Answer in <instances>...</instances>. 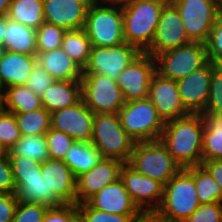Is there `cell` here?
I'll use <instances>...</instances> for the list:
<instances>
[{
  "label": "cell",
  "instance_id": "cell-56",
  "mask_svg": "<svg viewBox=\"0 0 222 222\" xmlns=\"http://www.w3.org/2000/svg\"><path fill=\"white\" fill-rule=\"evenodd\" d=\"M216 2H217V6L219 8H222V0H216Z\"/></svg>",
  "mask_w": 222,
  "mask_h": 222
},
{
  "label": "cell",
  "instance_id": "cell-8",
  "mask_svg": "<svg viewBox=\"0 0 222 222\" xmlns=\"http://www.w3.org/2000/svg\"><path fill=\"white\" fill-rule=\"evenodd\" d=\"M118 115L122 127L135 142L160 139L165 123L148 98L125 102Z\"/></svg>",
  "mask_w": 222,
  "mask_h": 222
},
{
  "label": "cell",
  "instance_id": "cell-36",
  "mask_svg": "<svg viewBox=\"0 0 222 222\" xmlns=\"http://www.w3.org/2000/svg\"><path fill=\"white\" fill-rule=\"evenodd\" d=\"M78 215L84 222H136L141 215H119L92 208L87 202L77 204Z\"/></svg>",
  "mask_w": 222,
  "mask_h": 222
},
{
  "label": "cell",
  "instance_id": "cell-29",
  "mask_svg": "<svg viewBox=\"0 0 222 222\" xmlns=\"http://www.w3.org/2000/svg\"><path fill=\"white\" fill-rule=\"evenodd\" d=\"M205 121L202 161L222 160V114H202Z\"/></svg>",
  "mask_w": 222,
  "mask_h": 222
},
{
  "label": "cell",
  "instance_id": "cell-12",
  "mask_svg": "<svg viewBox=\"0 0 222 222\" xmlns=\"http://www.w3.org/2000/svg\"><path fill=\"white\" fill-rule=\"evenodd\" d=\"M142 52L127 42L111 47L92 46L83 74H102L117 81L121 72Z\"/></svg>",
  "mask_w": 222,
  "mask_h": 222
},
{
  "label": "cell",
  "instance_id": "cell-45",
  "mask_svg": "<svg viewBox=\"0 0 222 222\" xmlns=\"http://www.w3.org/2000/svg\"><path fill=\"white\" fill-rule=\"evenodd\" d=\"M15 190L12 167L7 156L0 159V193H15Z\"/></svg>",
  "mask_w": 222,
  "mask_h": 222
},
{
  "label": "cell",
  "instance_id": "cell-49",
  "mask_svg": "<svg viewBox=\"0 0 222 222\" xmlns=\"http://www.w3.org/2000/svg\"><path fill=\"white\" fill-rule=\"evenodd\" d=\"M7 27V16L0 17V45L4 43L5 29Z\"/></svg>",
  "mask_w": 222,
  "mask_h": 222
},
{
  "label": "cell",
  "instance_id": "cell-9",
  "mask_svg": "<svg viewBox=\"0 0 222 222\" xmlns=\"http://www.w3.org/2000/svg\"><path fill=\"white\" fill-rule=\"evenodd\" d=\"M81 97L94 114H118L125 100L117 81L102 74H83Z\"/></svg>",
  "mask_w": 222,
  "mask_h": 222
},
{
  "label": "cell",
  "instance_id": "cell-46",
  "mask_svg": "<svg viewBox=\"0 0 222 222\" xmlns=\"http://www.w3.org/2000/svg\"><path fill=\"white\" fill-rule=\"evenodd\" d=\"M18 201L15 193H0V222H12Z\"/></svg>",
  "mask_w": 222,
  "mask_h": 222
},
{
  "label": "cell",
  "instance_id": "cell-18",
  "mask_svg": "<svg viewBox=\"0 0 222 222\" xmlns=\"http://www.w3.org/2000/svg\"><path fill=\"white\" fill-rule=\"evenodd\" d=\"M213 63L208 61L203 67L177 80L179 96L184 108L190 114H202L206 107Z\"/></svg>",
  "mask_w": 222,
  "mask_h": 222
},
{
  "label": "cell",
  "instance_id": "cell-51",
  "mask_svg": "<svg viewBox=\"0 0 222 222\" xmlns=\"http://www.w3.org/2000/svg\"><path fill=\"white\" fill-rule=\"evenodd\" d=\"M76 2L84 4L87 8H90L93 5L100 4L106 2L108 0H74Z\"/></svg>",
  "mask_w": 222,
  "mask_h": 222
},
{
  "label": "cell",
  "instance_id": "cell-55",
  "mask_svg": "<svg viewBox=\"0 0 222 222\" xmlns=\"http://www.w3.org/2000/svg\"><path fill=\"white\" fill-rule=\"evenodd\" d=\"M3 94H4V88H3V86L0 83V103H1L2 98H3Z\"/></svg>",
  "mask_w": 222,
  "mask_h": 222
},
{
  "label": "cell",
  "instance_id": "cell-48",
  "mask_svg": "<svg viewBox=\"0 0 222 222\" xmlns=\"http://www.w3.org/2000/svg\"><path fill=\"white\" fill-rule=\"evenodd\" d=\"M136 222H170L159 217L155 212L152 213H142Z\"/></svg>",
  "mask_w": 222,
  "mask_h": 222
},
{
  "label": "cell",
  "instance_id": "cell-31",
  "mask_svg": "<svg viewBox=\"0 0 222 222\" xmlns=\"http://www.w3.org/2000/svg\"><path fill=\"white\" fill-rule=\"evenodd\" d=\"M62 49L76 64L84 69L89 59L92 44L83 29L68 30L63 37Z\"/></svg>",
  "mask_w": 222,
  "mask_h": 222
},
{
  "label": "cell",
  "instance_id": "cell-5",
  "mask_svg": "<svg viewBox=\"0 0 222 222\" xmlns=\"http://www.w3.org/2000/svg\"><path fill=\"white\" fill-rule=\"evenodd\" d=\"M90 142L102 157L119 159L127 163L135 141L126 133L118 114H95Z\"/></svg>",
  "mask_w": 222,
  "mask_h": 222
},
{
  "label": "cell",
  "instance_id": "cell-2",
  "mask_svg": "<svg viewBox=\"0 0 222 222\" xmlns=\"http://www.w3.org/2000/svg\"><path fill=\"white\" fill-rule=\"evenodd\" d=\"M169 0H135L122 4L124 40L144 53L153 41L161 12Z\"/></svg>",
  "mask_w": 222,
  "mask_h": 222
},
{
  "label": "cell",
  "instance_id": "cell-13",
  "mask_svg": "<svg viewBox=\"0 0 222 222\" xmlns=\"http://www.w3.org/2000/svg\"><path fill=\"white\" fill-rule=\"evenodd\" d=\"M120 179L142 213H152L160 207L164 192L162 183L136 172L127 163L121 168Z\"/></svg>",
  "mask_w": 222,
  "mask_h": 222
},
{
  "label": "cell",
  "instance_id": "cell-57",
  "mask_svg": "<svg viewBox=\"0 0 222 222\" xmlns=\"http://www.w3.org/2000/svg\"><path fill=\"white\" fill-rule=\"evenodd\" d=\"M73 222H84L80 216H78Z\"/></svg>",
  "mask_w": 222,
  "mask_h": 222
},
{
  "label": "cell",
  "instance_id": "cell-37",
  "mask_svg": "<svg viewBox=\"0 0 222 222\" xmlns=\"http://www.w3.org/2000/svg\"><path fill=\"white\" fill-rule=\"evenodd\" d=\"M44 136L50 159L64 160L67 152L75 142L69 135L53 128H50Z\"/></svg>",
  "mask_w": 222,
  "mask_h": 222
},
{
  "label": "cell",
  "instance_id": "cell-27",
  "mask_svg": "<svg viewBox=\"0 0 222 222\" xmlns=\"http://www.w3.org/2000/svg\"><path fill=\"white\" fill-rule=\"evenodd\" d=\"M0 107L11 113H27L43 108V105L40 96L20 85L4 88Z\"/></svg>",
  "mask_w": 222,
  "mask_h": 222
},
{
  "label": "cell",
  "instance_id": "cell-25",
  "mask_svg": "<svg viewBox=\"0 0 222 222\" xmlns=\"http://www.w3.org/2000/svg\"><path fill=\"white\" fill-rule=\"evenodd\" d=\"M81 97V82L56 80L41 96L43 107L51 114L78 103Z\"/></svg>",
  "mask_w": 222,
  "mask_h": 222
},
{
  "label": "cell",
  "instance_id": "cell-14",
  "mask_svg": "<svg viewBox=\"0 0 222 222\" xmlns=\"http://www.w3.org/2000/svg\"><path fill=\"white\" fill-rule=\"evenodd\" d=\"M192 42L176 7L169 1L163 8L151 46L144 52L152 57Z\"/></svg>",
  "mask_w": 222,
  "mask_h": 222
},
{
  "label": "cell",
  "instance_id": "cell-38",
  "mask_svg": "<svg viewBox=\"0 0 222 222\" xmlns=\"http://www.w3.org/2000/svg\"><path fill=\"white\" fill-rule=\"evenodd\" d=\"M202 114H222V65L213 64L209 98Z\"/></svg>",
  "mask_w": 222,
  "mask_h": 222
},
{
  "label": "cell",
  "instance_id": "cell-7",
  "mask_svg": "<svg viewBox=\"0 0 222 222\" xmlns=\"http://www.w3.org/2000/svg\"><path fill=\"white\" fill-rule=\"evenodd\" d=\"M18 200L38 203L48 208L61 205L48 193V186L42 177L41 164L28 157L8 156Z\"/></svg>",
  "mask_w": 222,
  "mask_h": 222
},
{
  "label": "cell",
  "instance_id": "cell-1",
  "mask_svg": "<svg viewBox=\"0 0 222 222\" xmlns=\"http://www.w3.org/2000/svg\"><path fill=\"white\" fill-rule=\"evenodd\" d=\"M205 121L202 114H188L165 123L160 141L181 168L202 164Z\"/></svg>",
  "mask_w": 222,
  "mask_h": 222
},
{
  "label": "cell",
  "instance_id": "cell-26",
  "mask_svg": "<svg viewBox=\"0 0 222 222\" xmlns=\"http://www.w3.org/2000/svg\"><path fill=\"white\" fill-rule=\"evenodd\" d=\"M2 46L6 51L37 55L36 29L12 21L7 17Z\"/></svg>",
  "mask_w": 222,
  "mask_h": 222
},
{
  "label": "cell",
  "instance_id": "cell-44",
  "mask_svg": "<svg viewBox=\"0 0 222 222\" xmlns=\"http://www.w3.org/2000/svg\"><path fill=\"white\" fill-rule=\"evenodd\" d=\"M77 204L48 208L42 222H73L78 217Z\"/></svg>",
  "mask_w": 222,
  "mask_h": 222
},
{
  "label": "cell",
  "instance_id": "cell-52",
  "mask_svg": "<svg viewBox=\"0 0 222 222\" xmlns=\"http://www.w3.org/2000/svg\"><path fill=\"white\" fill-rule=\"evenodd\" d=\"M8 151L7 149L0 143V159L7 157Z\"/></svg>",
  "mask_w": 222,
  "mask_h": 222
},
{
  "label": "cell",
  "instance_id": "cell-19",
  "mask_svg": "<svg viewBox=\"0 0 222 222\" xmlns=\"http://www.w3.org/2000/svg\"><path fill=\"white\" fill-rule=\"evenodd\" d=\"M94 115L81 99L73 106L51 113V128L69 135L75 141L90 142Z\"/></svg>",
  "mask_w": 222,
  "mask_h": 222
},
{
  "label": "cell",
  "instance_id": "cell-43",
  "mask_svg": "<svg viewBox=\"0 0 222 222\" xmlns=\"http://www.w3.org/2000/svg\"><path fill=\"white\" fill-rule=\"evenodd\" d=\"M183 222H222V203L201 204Z\"/></svg>",
  "mask_w": 222,
  "mask_h": 222
},
{
  "label": "cell",
  "instance_id": "cell-6",
  "mask_svg": "<svg viewBox=\"0 0 222 222\" xmlns=\"http://www.w3.org/2000/svg\"><path fill=\"white\" fill-rule=\"evenodd\" d=\"M127 164L163 185L181 169L160 140L135 142Z\"/></svg>",
  "mask_w": 222,
  "mask_h": 222
},
{
  "label": "cell",
  "instance_id": "cell-53",
  "mask_svg": "<svg viewBox=\"0 0 222 222\" xmlns=\"http://www.w3.org/2000/svg\"><path fill=\"white\" fill-rule=\"evenodd\" d=\"M108 1H111V2H115V3H118V4H126V3H129L131 1H135V0H108Z\"/></svg>",
  "mask_w": 222,
  "mask_h": 222
},
{
  "label": "cell",
  "instance_id": "cell-50",
  "mask_svg": "<svg viewBox=\"0 0 222 222\" xmlns=\"http://www.w3.org/2000/svg\"><path fill=\"white\" fill-rule=\"evenodd\" d=\"M11 0H0V17L7 16Z\"/></svg>",
  "mask_w": 222,
  "mask_h": 222
},
{
  "label": "cell",
  "instance_id": "cell-41",
  "mask_svg": "<svg viewBox=\"0 0 222 222\" xmlns=\"http://www.w3.org/2000/svg\"><path fill=\"white\" fill-rule=\"evenodd\" d=\"M47 210L45 205L19 200L12 222H42Z\"/></svg>",
  "mask_w": 222,
  "mask_h": 222
},
{
  "label": "cell",
  "instance_id": "cell-32",
  "mask_svg": "<svg viewBox=\"0 0 222 222\" xmlns=\"http://www.w3.org/2000/svg\"><path fill=\"white\" fill-rule=\"evenodd\" d=\"M194 178L200 204L221 202V188L202 165L185 168Z\"/></svg>",
  "mask_w": 222,
  "mask_h": 222
},
{
  "label": "cell",
  "instance_id": "cell-40",
  "mask_svg": "<svg viewBox=\"0 0 222 222\" xmlns=\"http://www.w3.org/2000/svg\"><path fill=\"white\" fill-rule=\"evenodd\" d=\"M208 61L222 65V16L219 15L205 43Z\"/></svg>",
  "mask_w": 222,
  "mask_h": 222
},
{
  "label": "cell",
  "instance_id": "cell-39",
  "mask_svg": "<svg viewBox=\"0 0 222 222\" xmlns=\"http://www.w3.org/2000/svg\"><path fill=\"white\" fill-rule=\"evenodd\" d=\"M21 134L15 114L5 111L0 107V143L9 152L20 139Z\"/></svg>",
  "mask_w": 222,
  "mask_h": 222
},
{
  "label": "cell",
  "instance_id": "cell-24",
  "mask_svg": "<svg viewBox=\"0 0 222 222\" xmlns=\"http://www.w3.org/2000/svg\"><path fill=\"white\" fill-rule=\"evenodd\" d=\"M37 62L56 80L80 81L83 75V69L62 47L38 54Z\"/></svg>",
  "mask_w": 222,
  "mask_h": 222
},
{
  "label": "cell",
  "instance_id": "cell-30",
  "mask_svg": "<svg viewBox=\"0 0 222 222\" xmlns=\"http://www.w3.org/2000/svg\"><path fill=\"white\" fill-rule=\"evenodd\" d=\"M7 17L37 30L45 22L43 0H11Z\"/></svg>",
  "mask_w": 222,
  "mask_h": 222
},
{
  "label": "cell",
  "instance_id": "cell-34",
  "mask_svg": "<svg viewBox=\"0 0 222 222\" xmlns=\"http://www.w3.org/2000/svg\"><path fill=\"white\" fill-rule=\"evenodd\" d=\"M20 134L45 135L51 128V114L43 107L27 113H14Z\"/></svg>",
  "mask_w": 222,
  "mask_h": 222
},
{
  "label": "cell",
  "instance_id": "cell-35",
  "mask_svg": "<svg viewBox=\"0 0 222 222\" xmlns=\"http://www.w3.org/2000/svg\"><path fill=\"white\" fill-rule=\"evenodd\" d=\"M65 32V29L53 24H41L36 30L37 55L62 47Z\"/></svg>",
  "mask_w": 222,
  "mask_h": 222
},
{
  "label": "cell",
  "instance_id": "cell-3",
  "mask_svg": "<svg viewBox=\"0 0 222 222\" xmlns=\"http://www.w3.org/2000/svg\"><path fill=\"white\" fill-rule=\"evenodd\" d=\"M193 176L181 168L165 185L155 213L170 222H183L200 206Z\"/></svg>",
  "mask_w": 222,
  "mask_h": 222
},
{
  "label": "cell",
  "instance_id": "cell-4",
  "mask_svg": "<svg viewBox=\"0 0 222 222\" xmlns=\"http://www.w3.org/2000/svg\"><path fill=\"white\" fill-rule=\"evenodd\" d=\"M83 30L92 46L107 48L125 42L121 4L106 1L88 8Z\"/></svg>",
  "mask_w": 222,
  "mask_h": 222
},
{
  "label": "cell",
  "instance_id": "cell-15",
  "mask_svg": "<svg viewBox=\"0 0 222 222\" xmlns=\"http://www.w3.org/2000/svg\"><path fill=\"white\" fill-rule=\"evenodd\" d=\"M155 73L156 59L146 53H141L127 66L117 79L125 102L147 98L150 81Z\"/></svg>",
  "mask_w": 222,
  "mask_h": 222
},
{
  "label": "cell",
  "instance_id": "cell-33",
  "mask_svg": "<svg viewBox=\"0 0 222 222\" xmlns=\"http://www.w3.org/2000/svg\"><path fill=\"white\" fill-rule=\"evenodd\" d=\"M8 156L28 157L38 163L49 158V151L44 135L22 136L8 152Z\"/></svg>",
  "mask_w": 222,
  "mask_h": 222
},
{
  "label": "cell",
  "instance_id": "cell-22",
  "mask_svg": "<svg viewBox=\"0 0 222 222\" xmlns=\"http://www.w3.org/2000/svg\"><path fill=\"white\" fill-rule=\"evenodd\" d=\"M87 9L74 0H43L45 22L66 31L84 28Z\"/></svg>",
  "mask_w": 222,
  "mask_h": 222
},
{
  "label": "cell",
  "instance_id": "cell-16",
  "mask_svg": "<svg viewBox=\"0 0 222 222\" xmlns=\"http://www.w3.org/2000/svg\"><path fill=\"white\" fill-rule=\"evenodd\" d=\"M147 98L164 123L190 114L182 104L177 82L164 78L157 72L151 78Z\"/></svg>",
  "mask_w": 222,
  "mask_h": 222
},
{
  "label": "cell",
  "instance_id": "cell-21",
  "mask_svg": "<svg viewBox=\"0 0 222 222\" xmlns=\"http://www.w3.org/2000/svg\"><path fill=\"white\" fill-rule=\"evenodd\" d=\"M87 203L92 208L108 213L119 215L142 214L139 208L133 203L121 179L103 187Z\"/></svg>",
  "mask_w": 222,
  "mask_h": 222
},
{
  "label": "cell",
  "instance_id": "cell-11",
  "mask_svg": "<svg viewBox=\"0 0 222 222\" xmlns=\"http://www.w3.org/2000/svg\"><path fill=\"white\" fill-rule=\"evenodd\" d=\"M178 10L192 42L206 43L220 15L216 0H169Z\"/></svg>",
  "mask_w": 222,
  "mask_h": 222
},
{
  "label": "cell",
  "instance_id": "cell-23",
  "mask_svg": "<svg viewBox=\"0 0 222 222\" xmlns=\"http://www.w3.org/2000/svg\"><path fill=\"white\" fill-rule=\"evenodd\" d=\"M36 63L37 55L6 51L0 61V83L3 88L25 85Z\"/></svg>",
  "mask_w": 222,
  "mask_h": 222
},
{
  "label": "cell",
  "instance_id": "cell-47",
  "mask_svg": "<svg viewBox=\"0 0 222 222\" xmlns=\"http://www.w3.org/2000/svg\"><path fill=\"white\" fill-rule=\"evenodd\" d=\"M207 172L214 178L221 188V203H222V160L202 161L201 164Z\"/></svg>",
  "mask_w": 222,
  "mask_h": 222
},
{
  "label": "cell",
  "instance_id": "cell-42",
  "mask_svg": "<svg viewBox=\"0 0 222 222\" xmlns=\"http://www.w3.org/2000/svg\"><path fill=\"white\" fill-rule=\"evenodd\" d=\"M55 81L56 79L50 76L37 62L33 67L25 86L41 97Z\"/></svg>",
  "mask_w": 222,
  "mask_h": 222
},
{
  "label": "cell",
  "instance_id": "cell-54",
  "mask_svg": "<svg viewBox=\"0 0 222 222\" xmlns=\"http://www.w3.org/2000/svg\"><path fill=\"white\" fill-rule=\"evenodd\" d=\"M5 52H6V49L2 45H0V61L3 58Z\"/></svg>",
  "mask_w": 222,
  "mask_h": 222
},
{
  "label": "cell",
  "instance_id": "cell-28",
  "mask_svg": "<svg viewBox=\"0 0 222 222\" xmlns=\"http://www.w3.org/2000/svg\"><path fill=\"white\" fill-rule=\"evenodd\" d=\"M101 159L100 151L91 142L75 141L63 161L77 178L92 169Z\"/></svg>",
  "mask_w": 222,
  "mask_h": 222
},
{
  "label": "cell",
  "instance_id": "cell-17",
  "mask_svg": "<svg viewBox=\"0 0 222 222\" xmlns=\"http://www.w3.org/2000/svg\"><path fill=\"white\" fill-rule=\"evenodd\" d=\"M124 162L115 158L102 159L88 172L76 178V204L86 203L98 191L120 179Z\"/></svg>",
  "mask_w": 222,
  "mask_h": 222
},
{
  "label": "cell",
  "instance_id": "cell-10",
  "mask_svg": "<svg viewBox=\"0 0 222 222\" xmlns=\"http://www.w3.org/2000/svg\"><path fill=\"white\" fill-rule=\"evenodd\" d=\"M156 72L162 77L177 81L200 69L208 62L206 45L190 42L170 49L156 57Z\"/></svg>",
  "mask_w": 222,
  "mask_h": 222
},
{
  "label": "cell",
  "instance_id": "cell-20",
  "mask_svg": "<svg viewBox=\"0 0 222 222\" xmlns=\"http://www.w3.org/2000/svg\"><path fill=\"white\" fill-rule=\"evenodd\" d=\"M48 193L62 206L76 204V178L63 160L46 159L41 163Z\"/></svg>",
  "mask_w": 222,
  "mask_h": 222
}]
</instances>
